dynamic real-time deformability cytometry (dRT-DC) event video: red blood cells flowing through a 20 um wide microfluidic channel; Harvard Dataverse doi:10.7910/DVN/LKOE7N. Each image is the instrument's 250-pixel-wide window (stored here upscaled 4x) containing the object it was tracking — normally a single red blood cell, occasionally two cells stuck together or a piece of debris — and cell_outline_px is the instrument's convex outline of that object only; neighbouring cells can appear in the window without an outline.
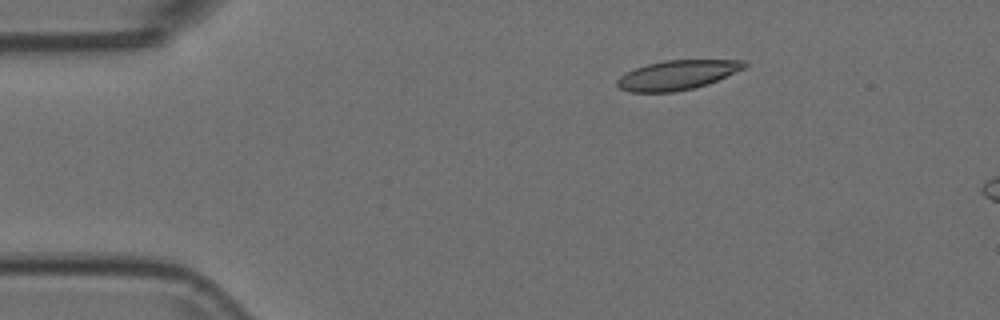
{"species": "Egyptian fruit bat (a non-hibernating species)", "species_latin": "Rousettus aegyptiacus", "temperature_condition": "room temperature", "stored_images_in_passage": 7, "camera_frame_rate_fps": 3000, "um_per_image_px": 0.085, "animal": {"sex": "female"}, "frame": {"image": 1, "passage_image": 1, "time_ms": 0.0, "image_size_px": [1000, 320], "cell_outline_px": [[748, 64], [744, 68], [708, 84], [692, 88], [672, 92], [628, 92], [620, 88], [616, 84], [616, 80], [620, 76], [636, 68], [648, 64], [664, 60], [744, 60]], "centroid_in_image_um": [57.55, 6.37], "position_along_channel_um": 27.4, "area_um2": 21.62}}